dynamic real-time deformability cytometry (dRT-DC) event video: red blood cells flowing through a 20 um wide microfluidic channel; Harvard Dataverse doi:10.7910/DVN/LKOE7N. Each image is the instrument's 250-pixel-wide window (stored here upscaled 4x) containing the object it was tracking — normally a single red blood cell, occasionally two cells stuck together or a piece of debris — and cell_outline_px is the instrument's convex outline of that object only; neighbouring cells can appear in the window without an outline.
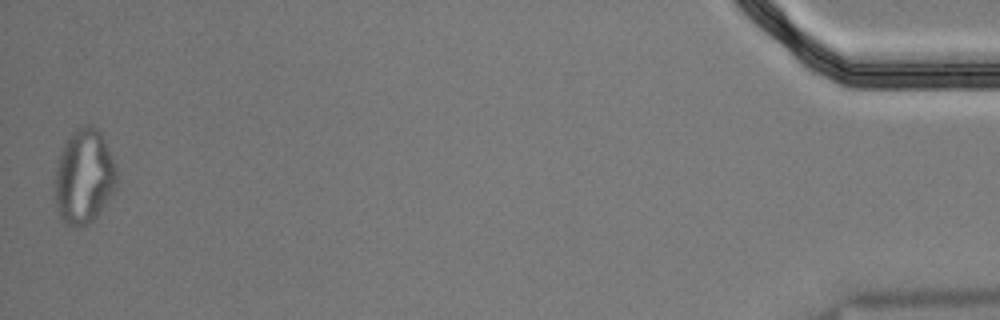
{"species": "Egyptian fruit bat (a non-hibernating species)", "species_latin": "Rousettus aegyptiacus", "temperature_condition": "cold", "stored_images_in_passage": 46, "segment_of_instrument_passage": [2, 2], "camera_frame_rate_fps": 3000, "um_per_image_px": 0.085, "animal": {"sex": "male"}, "frame": {"image": 1, "passage_image": 46, "time_ms": 15.0, "image_size_px": [1000, 320], "cell_outline_px": [[120, 184], [100, 212], [88, 224], [76, 228], [64, 224], [60, 220], [56, 208], [56, 168], [60, 152], [64, 144], [72, 132], [84, 124], [92, 124], [104, 136], [116, 168]], "centroid_in_image_um": [7.17, 15.03], "position_along_channel_um": 428.0, "area_um2": 34.62}}